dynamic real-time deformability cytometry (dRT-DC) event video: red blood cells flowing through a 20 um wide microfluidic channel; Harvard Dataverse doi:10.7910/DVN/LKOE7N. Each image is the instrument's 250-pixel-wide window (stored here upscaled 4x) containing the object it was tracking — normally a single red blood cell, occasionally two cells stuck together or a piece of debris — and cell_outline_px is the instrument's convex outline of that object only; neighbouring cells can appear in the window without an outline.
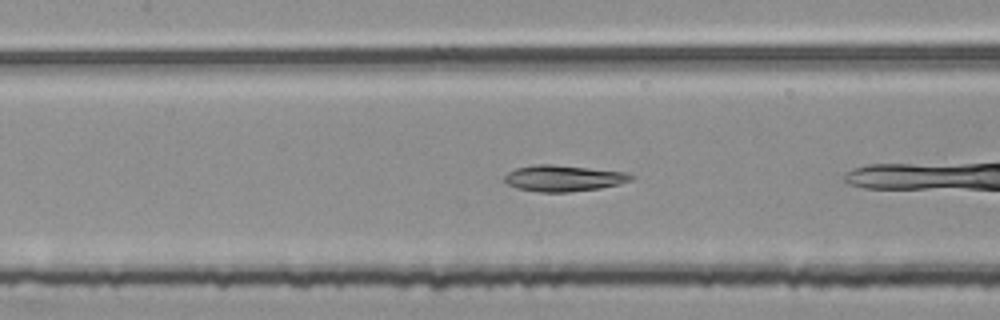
{"species": "common noctule bat (a hibernating species)", "species_latin": "Nyctalus noctula", "temperature_condition": "room temperature", "stored_images_in_passage": 8, "camera_frame_rate_fps": 3000, "um_per_image_px": 0.085, "animal": {"sex": "female", "body_mass_g": 25.1}, "frame": {"image": 1, "passage_image": 7, "time_ms": 2.0, "image_size_px": [1000, 320], "cell_outline_px": [[636, 176], [632, 180], [620, 184], [600, 188], [568, 192], [540, 192], [516, 188], [508, 184], [504, 180], [504, 176], [508, 172], [516, 168], [536, 164], [552, 164], [628, 172]], "centroid_in_image_um": [47.93, 15.15], "position_along_channel_um": 159.5, "area_um2": 19.42}}